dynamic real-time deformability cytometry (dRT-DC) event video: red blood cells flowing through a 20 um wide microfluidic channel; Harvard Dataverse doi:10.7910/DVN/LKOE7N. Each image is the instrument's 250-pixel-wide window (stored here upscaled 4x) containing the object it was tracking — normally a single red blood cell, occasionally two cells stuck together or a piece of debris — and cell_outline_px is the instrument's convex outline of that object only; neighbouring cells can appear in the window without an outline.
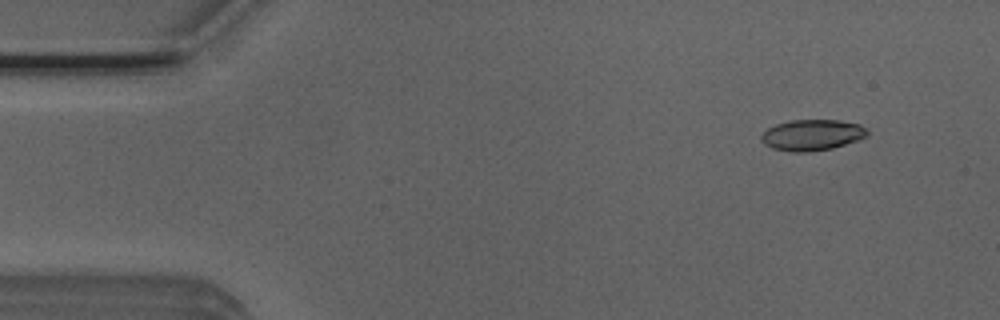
{"species": "Egyptian fruit bat (a non-hibernating species)", "species_latin": "Rousettus aegyptiacus", "temperature_condition": "room temperature", "stored_images_in_passage": 3, "camera_frame_rate_fps": 3000, "um_per_image_px": 0.085, "animal": {"sex": "male"}, "frame": {"image": 1, "passage_image": 1, "time_ms": 0.0, "image_size_px": [1000, 320], "cell_outline_px": [[868, 136], [860, 140], [832, 148], [808, 152], [792, 152], [772, 148], [764, 144], [760, 140], [760, 136], [768, 128], [776, 124], [788, 120], [840, 120], [860, 124], [868, 128]], "centroid_in_image_um": [69.05, 11.47], "position_along_channel_um": 15.9, "area_um2": 19.42}}
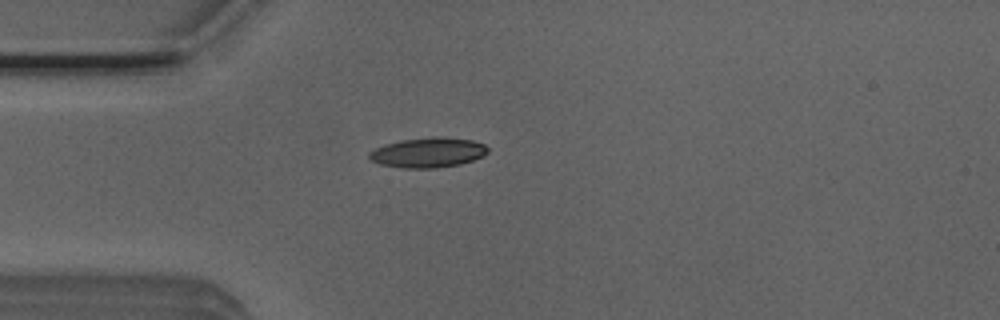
{"frame": {"image": 2, "passage_image": 3, "time_ms": 0.667, "image_size_px": [1000, 320], "cell_outline_px": [[488, 152], [472, 160], [460, 164], [436, 168], [404, 168], [380, 164], [372, 160], [368, 156], [368, 152], [384, 144], [400, 140], [432, 136], [440, 136], [472, 140], [484, 144], [488, 148]], "centroid_in_image_um": [36.36, 12.95], "position_along_channel_um": 48.6, "area_um2": 20.69}}